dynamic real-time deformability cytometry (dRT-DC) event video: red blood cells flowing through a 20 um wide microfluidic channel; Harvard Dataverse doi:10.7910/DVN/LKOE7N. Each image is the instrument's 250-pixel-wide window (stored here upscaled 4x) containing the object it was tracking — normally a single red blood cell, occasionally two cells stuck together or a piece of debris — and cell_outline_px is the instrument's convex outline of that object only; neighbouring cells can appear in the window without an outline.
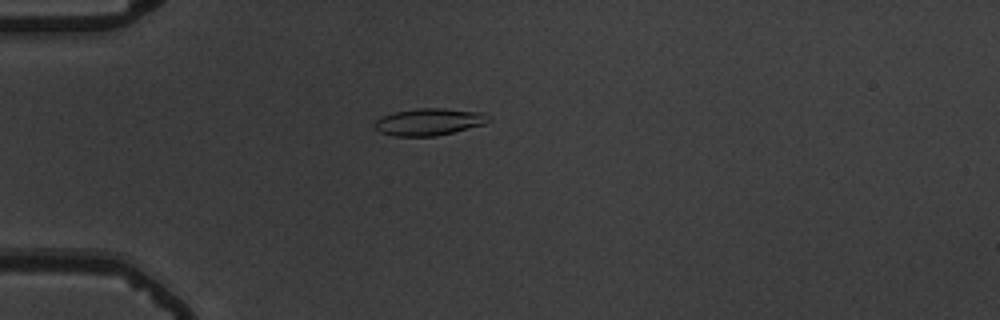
{"species": "common noctule bat (a hibernating species)", "species_latin": "Nyctalus noctula", "temperature_condition": "warm", "stored_images_in_passage": 57, "camera_frame_rate_fps": 3000, "um_per_image_px": 0.085, "animal": {"sex": "male", "body_mass_g": 19.5, "forearm_length_mm": 54.6}, "frame": {"image": 1, "passage_image": 17, "time_ms": 5.333, "image_size_px": [1000, 320], "cell_outline_px": [[492, 120], [484, 124], [436, 136], [396, 136], [380, 132], [372, 124], [376, 120], [384, 116], [396, 112], [416, 108], [444, 108], [484, 112], [492, 116]], "centroid_in_image_um": [36.53, 10.34], "position_along_channel_um": 48.5, "area_um2": 17.98}}
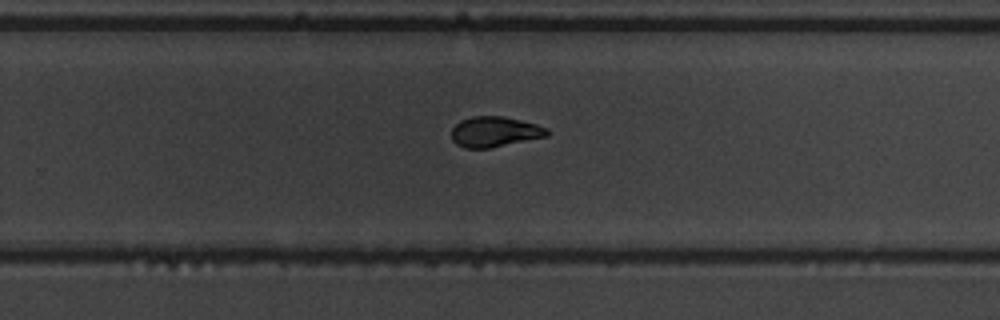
{"frame": {"image": 2, "passage_image": 38, "time_ms": 12.333, "image_size_px": [1000, 320], "cell_outline_px": [[552, 132], [548, 136], [488, 148], [464, 148], [456, 144], [452, 140], [452, 128], [460, 120], [472, 116], [504, 116], [536, 124], [548, 128]], "centroid_in_image_um": [42.06, 11.19], "position_along_channel_um": 287.7, "area_um2": 16.99}}
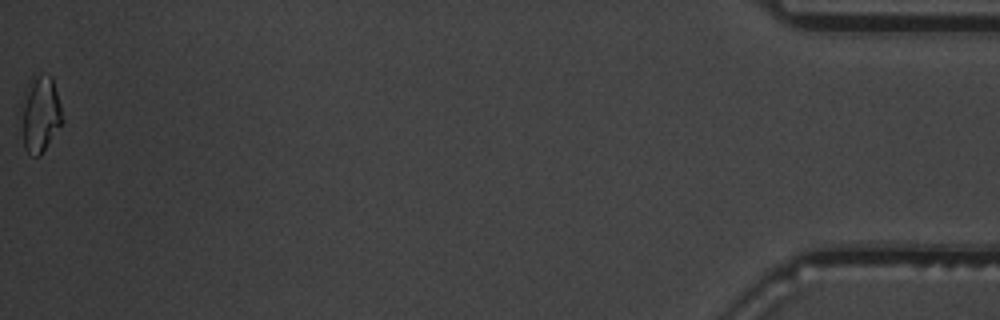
{"frame": {"image": 3, "passage_image": 57, "time_ms": 18.667, "image_size_px": [1000, 320], "cell_outline_px": [[64, 120], [40, 156], [32, 156], [24, 148], [16, 112], [36, 76], [52, 76], [60, 104]], "centroid_in_image_um": [3.37, 9.8], "position_along_channel_um": 431.8, "area_um2": 18.44}, "authors_computed_cell_mechanics": {"area_um2": 17.4556, "velocity_mm_per_s": 3.7036, "shape_relaxation_time_tau1_ms": 3.878, "shape_relaxation_time_tau2_ms": 1.1268, "deformation_change_tau1": 0.161, "deformation_change_tau2": 0.0565}}